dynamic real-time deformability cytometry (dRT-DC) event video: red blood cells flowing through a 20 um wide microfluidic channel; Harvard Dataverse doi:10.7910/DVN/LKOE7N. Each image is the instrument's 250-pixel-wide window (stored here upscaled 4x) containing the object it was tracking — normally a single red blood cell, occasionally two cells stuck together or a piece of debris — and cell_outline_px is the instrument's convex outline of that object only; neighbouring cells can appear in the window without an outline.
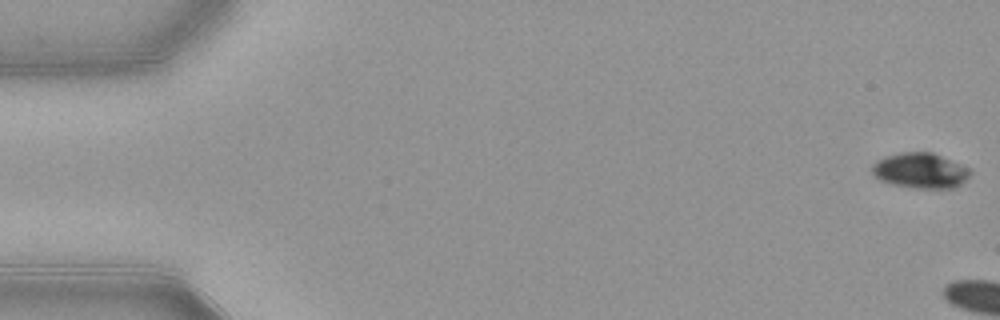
{"species": "common noctule bat (a hibernating species)", "species_latin": "Nyctalus noctula", "temperature_condition": "warm", "stored_images_in_passage": 4, "camera_frame_rate_fps": 3000, "um_per_image_px": 0.085, "animal": {"sex": "female", "body_mass_g": 21.9}, "frame": {"image": 1, "passage_image": 1, "time_ms": 0.0, "image_size_px": [1000, 320], "cell_outline_px": [[972, 172], [956, 188], [912, 188], [892, 184], [880, 180], [872, 172], [872, 164], [876, 160], [884, 156], [900, 152], [932, 152], [972, 168]], "centroid_in_image_um": [78.24, 14.49], "position_along_channel_um": 6.8, "area_um2": 20.4}}